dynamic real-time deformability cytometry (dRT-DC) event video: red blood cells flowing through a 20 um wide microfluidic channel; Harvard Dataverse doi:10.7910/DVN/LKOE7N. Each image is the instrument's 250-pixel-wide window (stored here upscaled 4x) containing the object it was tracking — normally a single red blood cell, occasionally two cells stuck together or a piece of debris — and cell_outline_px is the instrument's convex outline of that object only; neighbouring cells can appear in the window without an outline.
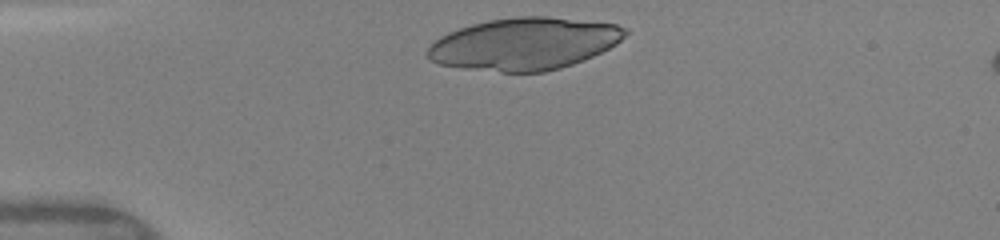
{"species": "human", "species_latin": "Homo sapiens", "temperature_condition": "warm", "stored_images_in_passage": 31, "camera_frame_rate_fps": 3000, "um_per_image_px": 0.085, "donor": {"sex": "female"}, "frame": {"image": 1, "passage_image": 1, "time_ms": 0.0, "image_size_px": [1000, 240], "cell_outline_px": [[628, 32], [616, 44], [584, 60], [560, 68], [544, 72], [500, 72], [460, 68], [440, 64], [432, 60], [428, 56], [428, 48], [440, 36], [448, 32], [472, 24], [488, 20], [520, 16], [548, 16], [616, 24], [628, 28]], "centroid_in_image_um": [44.57, 3.72], "position_along_channel_um": 40.4, "area_um2": 59.94}}